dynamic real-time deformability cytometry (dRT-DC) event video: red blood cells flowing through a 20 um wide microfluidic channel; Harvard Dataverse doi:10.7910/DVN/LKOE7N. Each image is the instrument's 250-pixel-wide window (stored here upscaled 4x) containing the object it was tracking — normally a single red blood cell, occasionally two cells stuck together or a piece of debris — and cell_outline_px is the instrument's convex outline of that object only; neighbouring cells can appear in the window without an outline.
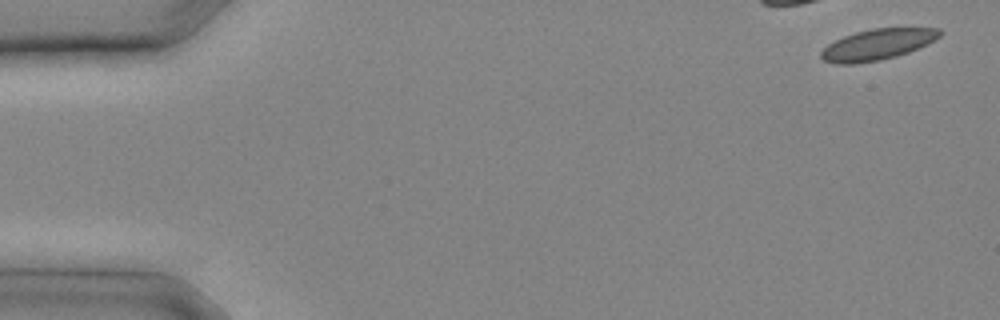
{"species": "common noctule bat (a hibernating species)", "species_latin": "Nyctalus noctula", "temperature_condition": "cold", "stored_images_in_passage": 16, "camera_frame_rate_fps": 3000, "um_per_image_px": 0.085, "animal": {"sex": "male", "body_mass_g": 20.4}, "frame": {"image": 1, "passage_image": 1, "time_ms": 0.0, "image_size_px": [1000, 320], "cell_outline_px": [[944, 32], [940, 36], [928, 44], [908, 52], [896, 56], [880, 60], [852, 64], [836, 64], [824, 60], [820, 56], [820, 52], [828, 44], [844, 36], [856, 32], [872, 28], [940, 28]], "centroid_in_image_um": [74.6, 3.78], "position_along_channel_um": 10.4, "area_um2": 21.33}}
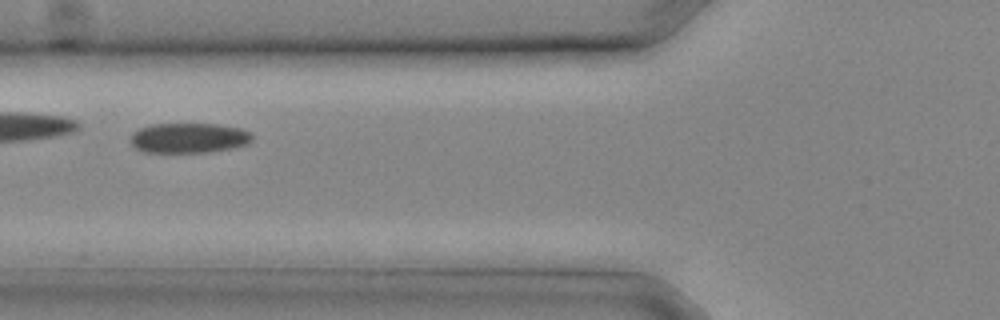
{"frame": {"image": 2, "passage_image": 10, "time_ms": 3.0, "image_size_px": [1000, 320], "cell_outline_px": [[252, 140], [248, 144], [232, 148], [212, 152], [144, 152], [136, 148], [132, 144], [132, 132], [140, 128], [152, 124], [216, 124], [240, 128], [248, 132], [252, 136]], "centroid_in_image_um": [16.06, 11.73], "position_along_channel_um": 109.7, "area_um2": 21.21}}
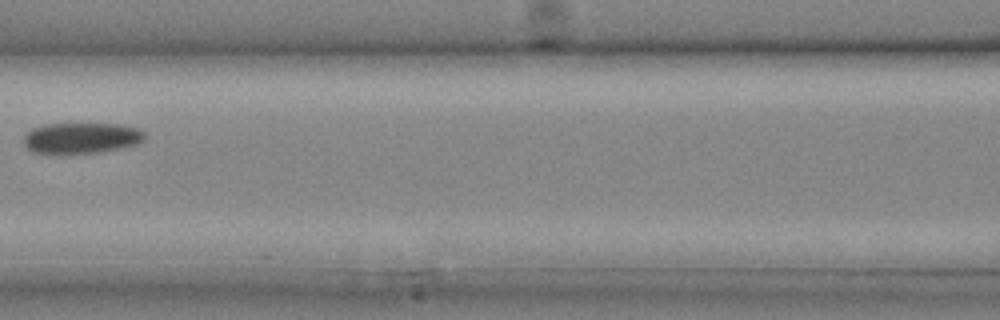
{"frame": {"image": 3, "passage_image": 12, "time_ms": 3.667, "image_size_px": [1000, 320], "cell_outline_px": [[144, 140], [136, 144], [120, 148], [100, 152], [68, 156], [60, 156], [32, 152], [24, 144], [24, 136], [32, 128], [48, 124], [116, 124], [140, 128], [144, 132]], "centroid_in_image_um": [6.88, 11.77], "position_along_channel_um": 159.7, "area_um2": 22.37}}